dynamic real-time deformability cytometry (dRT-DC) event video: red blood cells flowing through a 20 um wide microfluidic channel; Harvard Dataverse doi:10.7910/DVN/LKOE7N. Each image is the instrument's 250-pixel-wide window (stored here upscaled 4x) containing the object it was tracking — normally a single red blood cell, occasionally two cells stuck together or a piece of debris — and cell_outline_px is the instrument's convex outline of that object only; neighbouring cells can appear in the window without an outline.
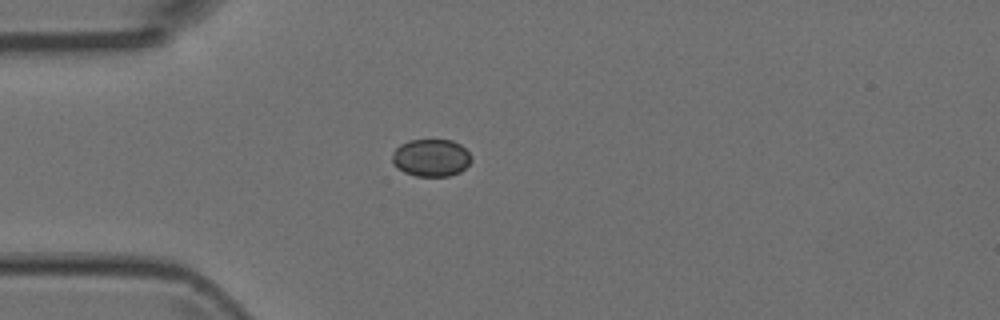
{"species": "Egyptian fruit bat (a non-hibernating species)", "species_latin": "Rousettus aegyptiacus", "temperature_condition": "room temperature", "stored_images_in_passage": 1, "camera_frame_rate_fps": 3000, "um_per_image_px": 0.085, "animal": {"sex": "female"}, "frame": {"image": 1, "passage_image": 1, "time_ms": 0.0, "image_size_px": [1000, 320], "cell_outline_px": [[472, 160], [460, 172], [448, 176], [416, 176], [404, 172], [392, 160], [392, 152], [400, 144], [408, 140], [452, 140], [460, 144], [472, 156]], "centroid_in_image_um": [36.66, 13.4], "position_along_channel_um": 48.3, "area_um2": 17.17}}